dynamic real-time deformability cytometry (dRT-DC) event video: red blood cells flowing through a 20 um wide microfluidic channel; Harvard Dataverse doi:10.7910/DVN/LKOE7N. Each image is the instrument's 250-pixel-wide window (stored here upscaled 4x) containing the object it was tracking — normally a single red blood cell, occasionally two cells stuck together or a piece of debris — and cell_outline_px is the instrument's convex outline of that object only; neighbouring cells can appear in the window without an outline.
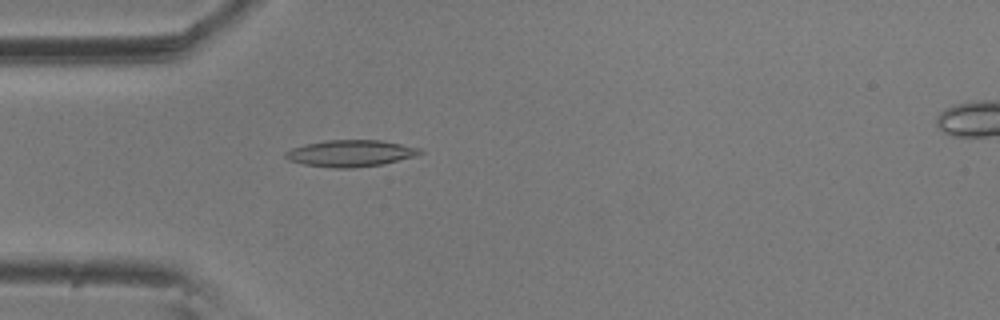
{"species": "common noctule bat (a hibernating species)", "species_latin": "Nyctalus noctula", "temperature_condition": "room temperature", "stored_images_in_passage": 6, "camera_frame_rate_fps": 3000, "um_per_image_px": 0.085, "animal": {"sex": "male", "body_mass_g": 20.5, "forearm_length_mm": 52.5}, "frame": {"image": 1, "passage_image": 5, "time_ms": 1.333, "image_size_px": [1000, 320], "cell_outline_px": [[424, 152], [412, 156], [384, 164], [352, 168], [332, 168], [304, 164], [288, 160], [284, 156], [284, 152], [292, 148], [324, 140], [380, 140], [420, 148]], "centroid_in_image_um": [29.76, 13.03], "position_along_channel_um": 55.2, "area_um2": 20.69}}